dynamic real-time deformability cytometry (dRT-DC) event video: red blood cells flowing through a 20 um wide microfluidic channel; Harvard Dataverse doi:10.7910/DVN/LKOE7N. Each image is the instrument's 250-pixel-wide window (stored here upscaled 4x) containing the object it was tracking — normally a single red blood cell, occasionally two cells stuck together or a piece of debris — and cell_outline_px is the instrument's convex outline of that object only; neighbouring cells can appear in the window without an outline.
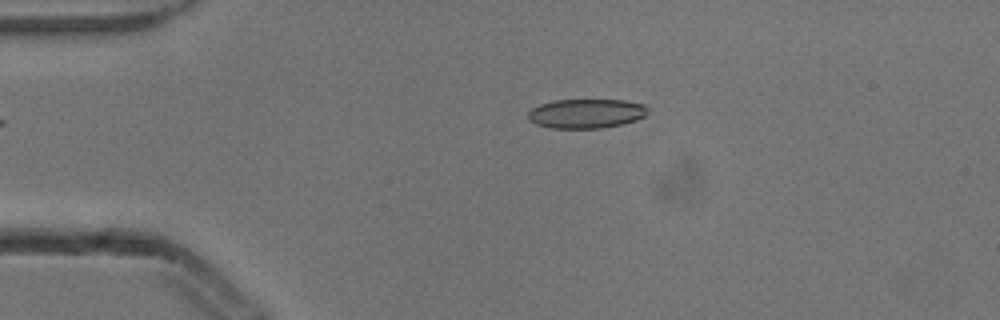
{"species": "common noctule bat (a hibernating species)", "species_latin": "Nyctalus noctula", "temperature_condition": "cold", "stored_images_in_passage": 4, "camera_frame_rate_fps": 3000, "um_per_image_px": 0.085, "animal": {"sex": "male", "body_mass_g": 13.3}, "frame": {"image": 1, "passage_image": 3, "time_ms": 0.667, "image_size_px": [1000, 320], "cell_outline_px": [[648, 112], [644, 116], [636, 120], [620, 124], [600, 128], [548, 128], [536, 124], [528, 120], [528, 112], [532, 108], [540, 104], [552, 100], [624, 100], [644, 104], [648, 108]], "centroid_in_image_um": [49.8, 9.64], "position_along_channel_um": 35.2, "area_um2": 20.52}}